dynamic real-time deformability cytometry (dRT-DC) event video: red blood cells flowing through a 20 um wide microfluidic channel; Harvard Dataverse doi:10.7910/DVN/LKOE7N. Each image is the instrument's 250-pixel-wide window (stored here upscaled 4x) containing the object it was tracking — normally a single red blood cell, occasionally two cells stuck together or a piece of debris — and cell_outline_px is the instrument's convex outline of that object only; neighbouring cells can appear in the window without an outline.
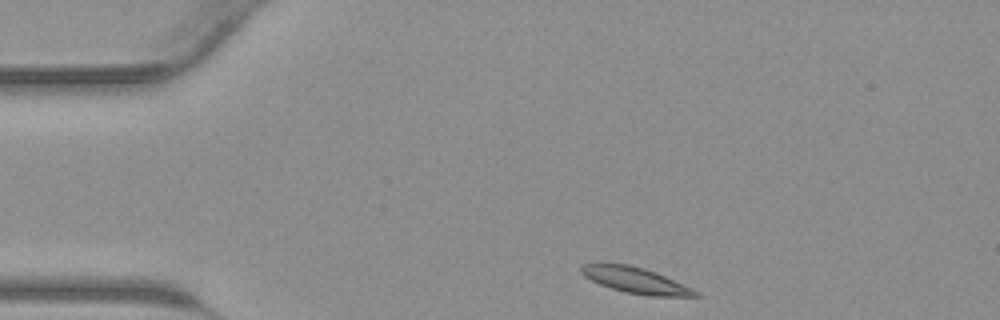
{"species": "common noctule bat (a hibernating species)", "species_latin": "Nyctalus noctula", "temperature_condition": "warm", "stored_images_in_passage": 31, "camera_frame_rate_fps": 3000, "um_per_image_px": 0.085, "animal": {"sex": "male", "body_mass_g": 23.1, "forearm_length_mm": 52.7}, "frame": {"image": 1, "passage_image": 1, "time_ms": 0.0, "image_size_px": [1000, 320], "cell_outline_px": [[700, 296], [648, 296], [624, 292], [600, 284], [584, 276], [580, 272], [580, 264], [596, 260], [628, 264], [644, 268], [656, 272], [692, 288]], "centroid_in_image_um": [53.89, 23.77], "position_along_channel_um": 31.1, "area_um2": 17.69}}
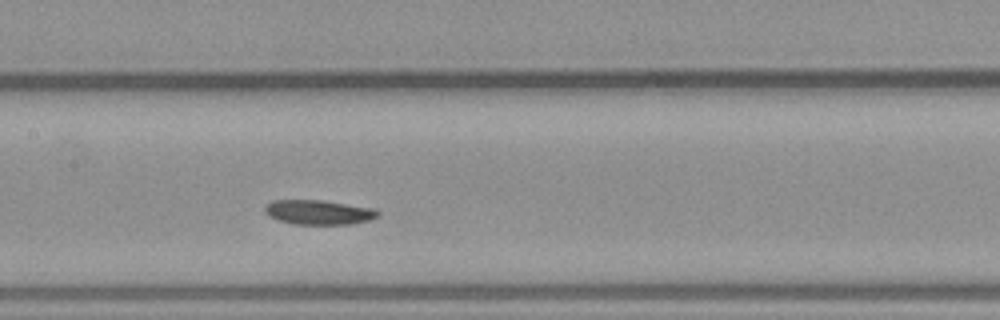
{"frame": {"image": 2, "passage_image": 14, "time_ms": 4.333, "image_size_px": [1000, 320], "cell_outline_px": [[380, 216], [368, 220], [348, 224], [292, 224], [276, 220], [268, 216], [264, 212], [264, 208], [272, 200], [324, 200], [376, 208], [380, 212]], "centroid_in_image_um": [27.09, 18.04], "position_along_channel_um": 180.3, "area_um2": 16.42}}
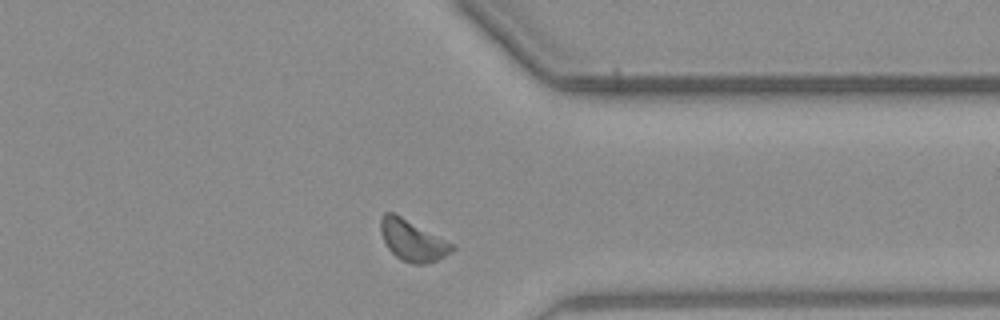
{"frame": {"image": 3, "passage_image": 27, "time_ms": 8.667, "image_size_px": [1000, 320], "cell_outline_px": [[456, 248], [444, 256], [436, 260], [424, 264], [412, 264], [400, 260], [388, 248], [380, 232], [380, 220], [384, 212], [392, 212], [456, 244]], "centroid_in_image_um": [35.08, 20.44], "position_along_channel_um": 376.3, "area_um2": 17.05}}